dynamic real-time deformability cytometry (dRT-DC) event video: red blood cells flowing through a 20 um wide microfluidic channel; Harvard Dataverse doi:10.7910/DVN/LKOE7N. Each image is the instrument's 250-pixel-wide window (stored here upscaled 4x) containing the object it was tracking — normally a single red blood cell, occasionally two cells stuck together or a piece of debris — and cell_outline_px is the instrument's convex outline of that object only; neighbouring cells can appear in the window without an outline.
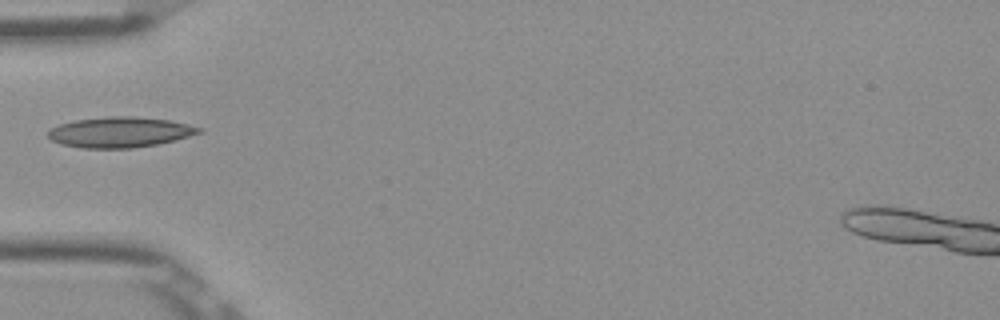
{"species": "Egyptian fruit bat (a non-hibernating species)", "species_latin": "Rousettus aegyptiacus", "temperature_condition": "room temperature", "stored_images_in_passage": 33, "camera_frame_rate_fps": 3000, "um_per_image_px": 0.085, "frame": {"image": 1, "passage_image": 1, "time_ms": 0.0, "image_size_px": [1000, 320], "cell_outline_px": [[204, 132], [176, 140], [156, 144], [132, 148], [84, 148], [60, 144], [52, 140], [48, 136], [48, 128], [60, 124], [76, 120], [108, 116], [132, 116], [168, 120], [188, 124], [204, 128]], "centroid_in_image_um": [10.21, 11.23], "position_along_channel_um": 74.8, "area_um2": 26.88}}
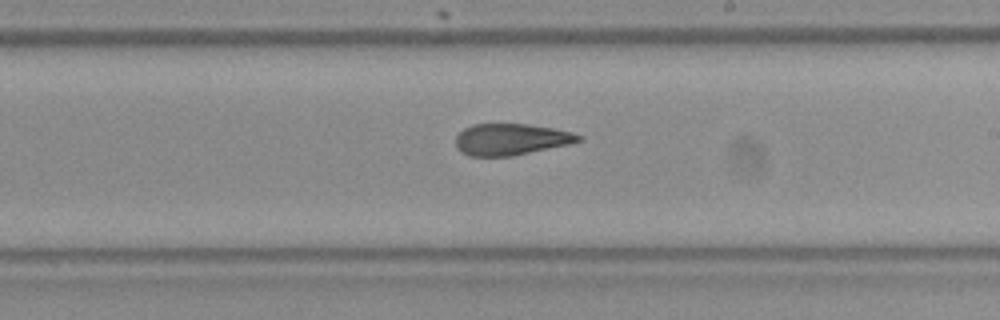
{"frame": {"image": 2, "passage_image": 14, "time_ms": 4.333, "image_size_px": [1000, 320], "cell_outline_px": [[584, 140], [568, 144], [512, 156], [468, 156], [460, 152], [456, 148], [456, 136], [464, 128], [472, 124], [528, 124], [552, 128], [572, 132], [584, 136]], "centroid_in_image_um": [43.42, 11.84], "position_along_channel_um": 245.6, "area_um2": 22.6}}
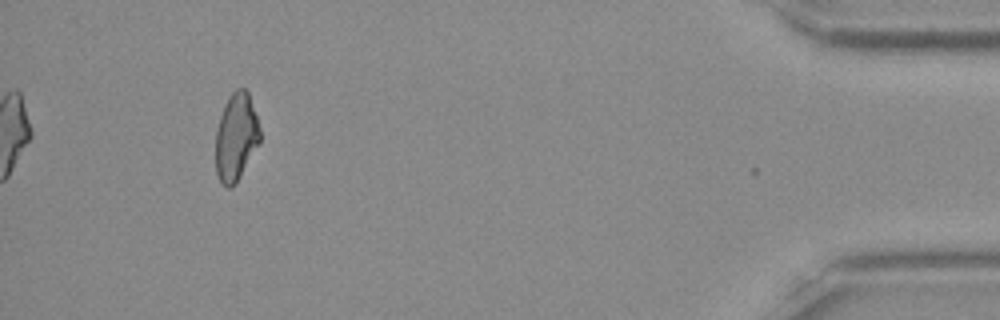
{"frame": {"image": 3, "passage_image": 32, "time_ms": 10.333, "image_size_px": [1000, 320], "cell_outline_px": [[260, 140], [236, 184], [232, 188], [228, 188], [220, 180], [216, 172], [216, 132], [220, 116], [224, 104], [228, 96], [236, 88], [244, 88], [248, 92], [260, 128]], "centroid_in_image_um": [20.05, 11.63], "position_along_channel_um": 415.1, "area_um2": 22.43}}